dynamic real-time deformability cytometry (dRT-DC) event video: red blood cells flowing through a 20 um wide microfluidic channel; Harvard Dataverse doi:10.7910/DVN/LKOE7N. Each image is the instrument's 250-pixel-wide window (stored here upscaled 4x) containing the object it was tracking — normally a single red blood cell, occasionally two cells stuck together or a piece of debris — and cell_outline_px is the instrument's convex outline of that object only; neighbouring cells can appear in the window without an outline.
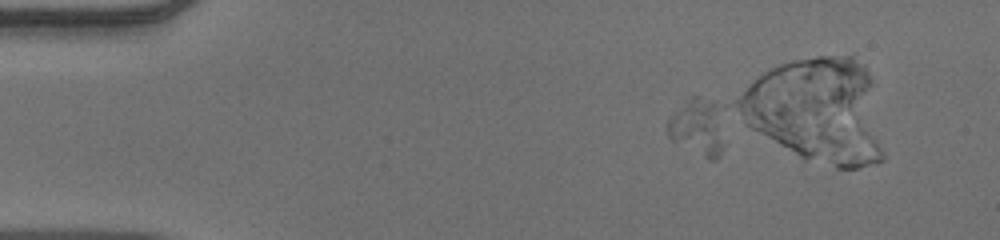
{"species": "human", "species_latin": "Homo sapiens", "temperature_condition": "warm", "stored_images_in_passage": 2, "camera_frame_rate_fps": 3000, "um_per_image_px": 0.085, "donor": {"sex": "male"}, "frame": {"image": 1, "passage_image": 1, "time_ms": 0.0, "image_size_px": [1000, 240], "cell_outline_px": [[724, 144], [720, 156], [716, 160], [708, 160], [672, 140], [668, 136], [668, 120], [692, 96], [696, 96], [716, 104]], "centroid_in_image_um": [59.31, 10.9], "position_along_channel_um": 25.7, "area_um2": 18.03}}